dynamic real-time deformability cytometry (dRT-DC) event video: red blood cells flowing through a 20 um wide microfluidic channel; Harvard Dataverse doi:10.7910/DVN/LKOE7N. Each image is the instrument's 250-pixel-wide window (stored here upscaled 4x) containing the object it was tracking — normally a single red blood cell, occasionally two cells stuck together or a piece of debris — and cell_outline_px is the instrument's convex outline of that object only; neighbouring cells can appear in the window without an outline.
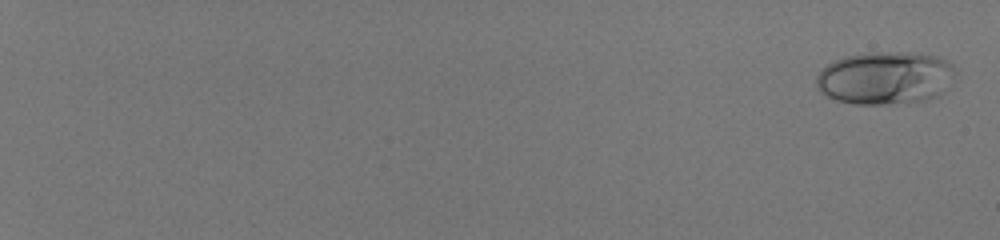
{"species": "human", "species_latin": "Homo sapiens", "temperature_condition": "room temperature", "stored_images_in_passage": 22, "camera_frame_rate_fps": 3000, "um_per_image_px": 0.085, "donor": {"sex": "male"}, "frame": {"image": 1, "passage_image": 2, "time_ms": 0.333, "image_size_px": [1000, 240], "cell_outline_px": [[952, 68], [944, 92], [940, 96], [928, 100], [888, 104], [856, 104], [836, 100], [820, 92], [816, 88], [816, 76], [832, 60], [844, 56], [872, 52], [908, 52], [940, 56], [952, 64]], "centroid_in_image_um": [75.19, 6.62], "position_along_channel_um": 9.8, "area_um2": 42.77}}
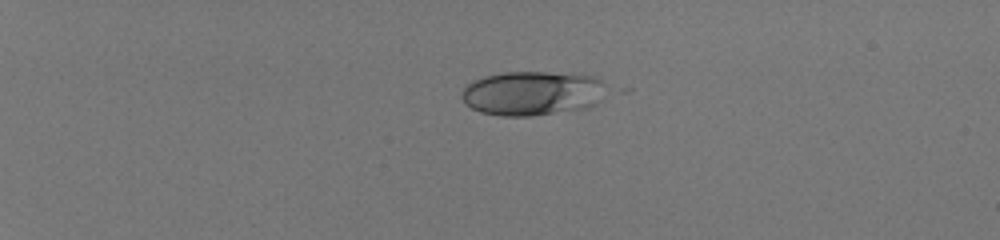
{"frame": {"image": 2, "passage_image": 17, "time_ms": 5.333, "image_size_px": [1000, 240], "cell_outline_px": [[604, 84], [600, 100], [596, 104], [588, 108], [532, 116], [500, 116], [480, 112], [464, 104], [460, 96], [464, 88], [472, 80], [484, 76], [504, 72], [544, 72], [592, 76], [600, 80]], "centroid_in_image_um": [45.18, 7.94], "position_along_channel_um": 39.8, "area_um2": 37.4}}